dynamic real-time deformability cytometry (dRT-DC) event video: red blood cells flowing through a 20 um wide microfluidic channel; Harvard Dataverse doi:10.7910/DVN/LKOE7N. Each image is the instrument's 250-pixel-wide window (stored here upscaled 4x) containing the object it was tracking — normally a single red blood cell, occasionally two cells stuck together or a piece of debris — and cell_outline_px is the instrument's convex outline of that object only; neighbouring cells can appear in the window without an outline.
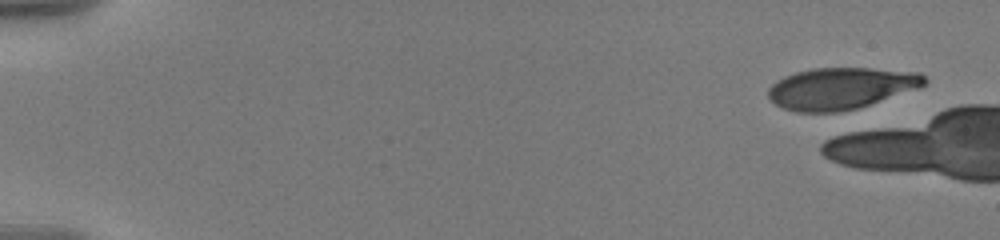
{"species": "human", "species_latin": "Homo sapiens", "temperature_condition": "warm", "stored_images_in_passage": 9, "camera_frame_rate_fps": 3000, "um_per_image_px": 0.085, "donor": {"sex": "male"}, "frame": {"image": 1, "passage_image": 1, "time_ms": 0.0, "image_size_px": [1000, 240], "cell_outline_px": [[928, 80], [924, 84], [916, 88], [856, 108], [840, 112], [796, 112], [784, 108], [776, 104], [768, 96], [768, 88], [776, 80], [784, 76], [796, 72], [812, 68], [868, 68], [920, 72]], "centroid_in_image_um": [71.43, 7.5], "position_along_channel_um": 13.6, "area_um2": 37.51}}